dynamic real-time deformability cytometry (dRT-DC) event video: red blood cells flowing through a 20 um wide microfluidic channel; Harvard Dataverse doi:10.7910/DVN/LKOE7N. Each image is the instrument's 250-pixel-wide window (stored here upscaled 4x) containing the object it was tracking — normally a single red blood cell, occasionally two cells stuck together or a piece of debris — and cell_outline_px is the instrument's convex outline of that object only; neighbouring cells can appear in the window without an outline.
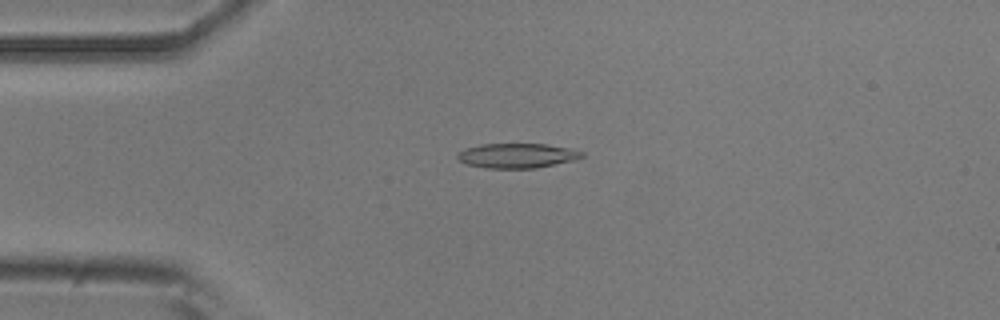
{"species": "common noctule bat (a hibernating species)", "species_latin": "Nyctalus noctula", "temperature_condition": "room temperature", "stored_images_in_passage": 51, "camera_frame_rate_fps": 3000, "um_per_image_px": 0.085, "animal": {"sex": "male", "body_mass_g": 20.5, "forearm_length_mm": 52.5}, "frame": {"image": 1, "passage_image": 12, "time_ms": 3.667, "image_size_px": [1000, 320], "cell_outline_px": [[584, 156], [576, 160], [536, 168], [484, 168], [468, 164], [460, 160], [456, 156], [456, 152], [480, 144], [548, 144], [568, 148], [584, 152]], "centroid_in_image_um": [43.97, 13.23], "position_along_channel_um": 41.0, "area_um2": 17.92}}
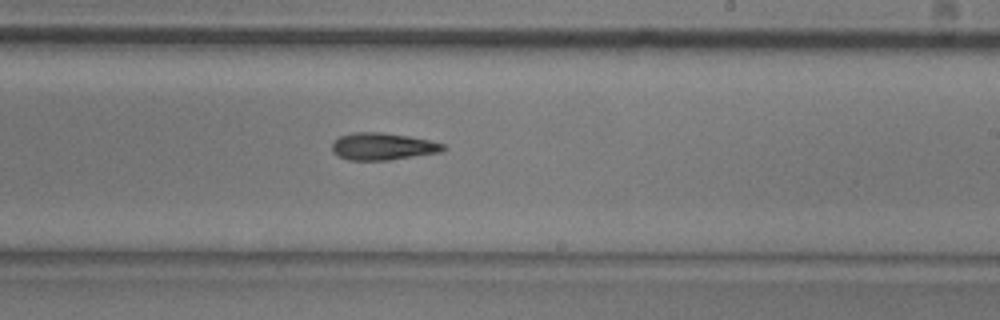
{"frame": {"image": 2, "passage_image": 30, "time_ms": 9.667, "image_size_px": [1000, 320], "cell_outline_px": [[448, 148], [440, 152], [388, 160], [348, 160], [332, 152], [332, 144], [340, 136], [352, 132], [380, 132], [408, 136], [428, 140], [444, 144]], "centroid_in_image_um": [32.53, 12.44], "position_along_channel_um": 256.5, "area_um2": 17.46}}
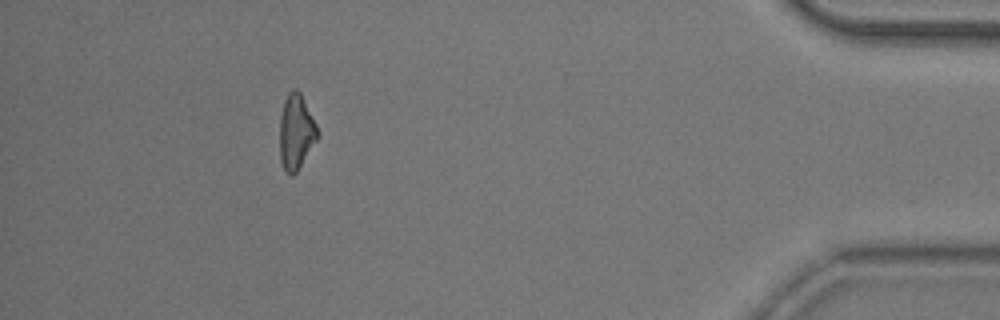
{"frame": {"image": 3, "passage_image": 46, "time_ms": 15.0, "image_size_px": [1000, 320], "cell_outline_px": [[316, 140], [296, 172], [292, 176], [284, 168], [280, 160], [280, 116], [284, 100], [288, 92], [292, 88], [296, 88], [300, 92], [316, 124]], "centroid_in_image_um": [25.13, 11.17], "position_along_channel_um": 410.1, "area_um2": 16.13}}